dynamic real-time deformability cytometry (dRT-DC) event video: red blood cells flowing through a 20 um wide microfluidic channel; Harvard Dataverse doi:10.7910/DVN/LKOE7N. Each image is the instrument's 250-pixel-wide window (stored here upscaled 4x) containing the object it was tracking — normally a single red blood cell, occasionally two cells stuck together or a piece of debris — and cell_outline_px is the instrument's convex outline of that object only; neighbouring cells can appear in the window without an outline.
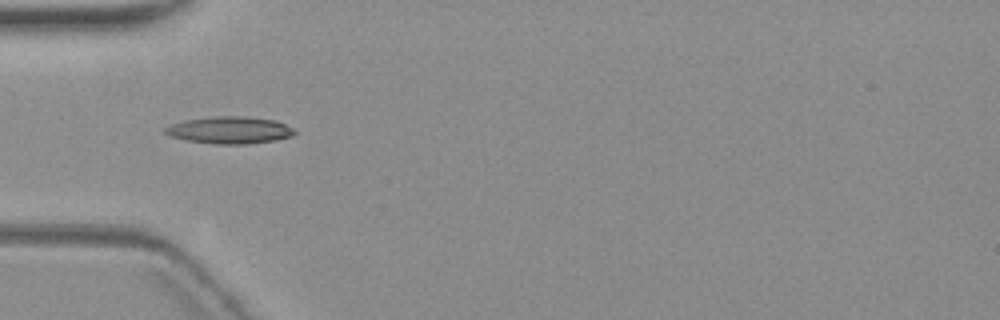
{"species": "common noctule bat (a hibernating species)", "species_latin": "Nyctalus noctula", "temperature_condition": "warm", "stored_images_in_passage": 2, "camera_frame_rate_fps": 3000, "um_per_image_px": 0.085, "animal": {"sex": "female", "body_mass_g": 19.3, "forearm_length_mm": 54.1}, "frame": {"image": 1, "passage_image": 1, "time_ms": 0.0, "image_size_px": [1000, 320], "cell_outline_px": [[296, 132], [292, 136], [272, 140], [248, 144], [216, 144], [188, 140], [172, 136], [164, 132], [164, 128], [172, 124], [188, 120], [216, 116], [244, 116], [276, 120], [292, 128]], "centroid_in_image_um": [19.55, 11.06], "position_along_channel_um": 65.5, "area_um2": 20.06}}
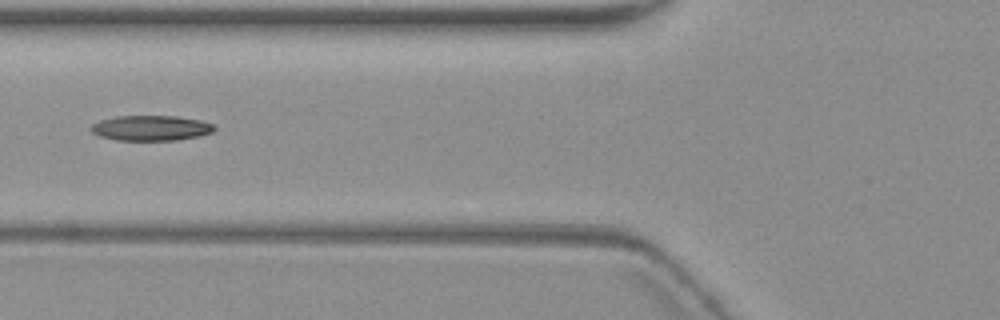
{"frame": {"image": 2, "passage_image": 2, "time_ms": 1.333, "image_size_px": [1000, 320], "cell_outline_px": [[216, 128], [212, 132], [200, 136], [176, 140], [116, 140], [100, 136], [92, 132], [92, 124], [100, 120], [116, 116], [176, 116], [200, 120], [212, 124]], "centroid_in_image_um": [12.84, 10.88], "position_along_channel_um": 113.0, "area_um2": 18.03}}